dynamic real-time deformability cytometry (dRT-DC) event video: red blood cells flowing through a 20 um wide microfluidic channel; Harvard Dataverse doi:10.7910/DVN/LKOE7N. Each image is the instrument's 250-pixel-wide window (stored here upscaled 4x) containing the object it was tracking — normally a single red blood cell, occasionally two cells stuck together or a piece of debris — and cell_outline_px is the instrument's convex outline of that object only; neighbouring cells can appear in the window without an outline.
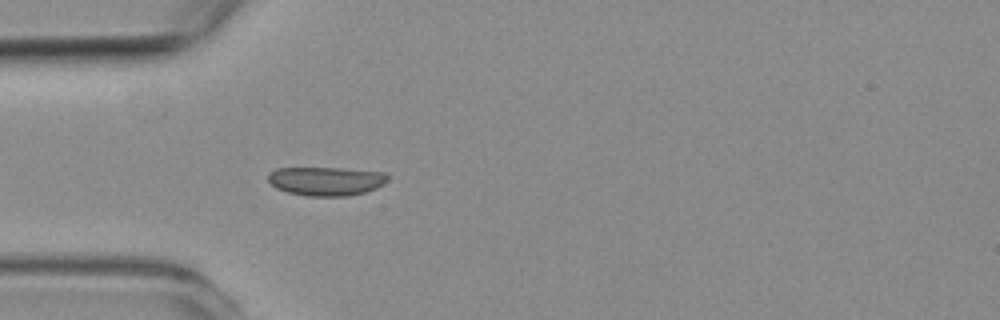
{"species": "common noctule bat (a hibernating species)", "species_latin": "Nyctalus noctula", "temperature_condition": "room temperature", "stored_images_in_passage": 1, "camera_frame_rate_fps": 3000, "um_per_image_px": 0.085, "animal": {"sex": "female", "body_mass_g": 19.3, "forearm_length_mm": 54.1}, "frame": {"image": 1, "passage_image": 1, "time_ms": 0.0, "image_size_px": [1000, 320], "cell_outline_px": [[388, 180], [376, 188], [364, 192], [348, 196], [308, 196], [288, 192], [276, 188], [268, 180], [268, 172], [276, 168], [340, 168], [388, 172]], "centroid_in_image_um": [27.72, 15.38], "position_along_channel_um": 57.3, "area_um2": 20.17}}